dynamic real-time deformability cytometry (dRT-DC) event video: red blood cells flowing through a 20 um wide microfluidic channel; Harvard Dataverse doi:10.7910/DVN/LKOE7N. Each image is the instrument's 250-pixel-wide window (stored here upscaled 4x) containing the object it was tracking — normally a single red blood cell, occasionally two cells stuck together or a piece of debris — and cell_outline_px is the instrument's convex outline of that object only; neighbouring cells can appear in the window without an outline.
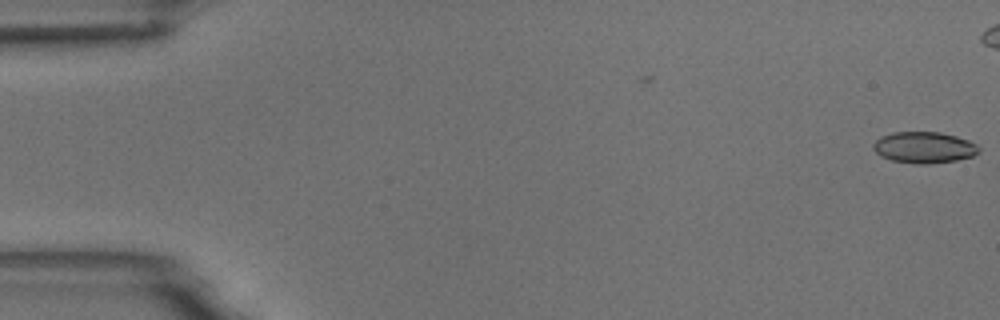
{"species": "common noctule bat (a hibernating species)", "species_latin": "Nyctalus noctula", "temperature_condition": "room temperature", "stored_images_in_passage": 45, "camera_frame_rate_fps": 3000, "um_per_image_px": 0.085, "animal": {"sex": "male", "body_mass_g": 18.8}, "frame": {"image": 1, "passage_image": 1, "time_ms": 0.0, "image_size_px": [1000, 320], "cell_outline_px": [[980, 152], [972, 156], [956, 160], [928, 164], [916, 164], [892, 160], [880, 156], [872, 148], [872, 144], [880, 136], [892, 132], [940, 132], [956, 136], [968, 140], [976, 144], [980, 148]], "centroid_in_image_um": [78.53, 12.53], "position_along_channel_um": 6.5, "area_um2": 19.36}}
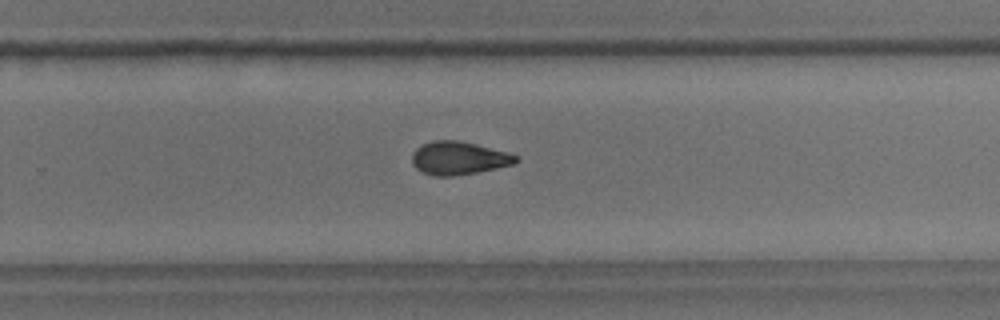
{"frame": {"image": 2, "passage_image": 36, "time_ms": 11.667, "image_size_px": [1000, 320], "cell_outline_px": [[520, 160], [516, 164], [476, 172], [452, 176], [432, 176], [416, 168], [412, 164], [412, 152], [420, 144], [432, 140], [456, 140], [476, 144], [508, 152], [520, 156]], "centroid_in_image_um": [39.0, 13.43], "position_along_channel_um": 290.8, "area_um2": 20.29}}
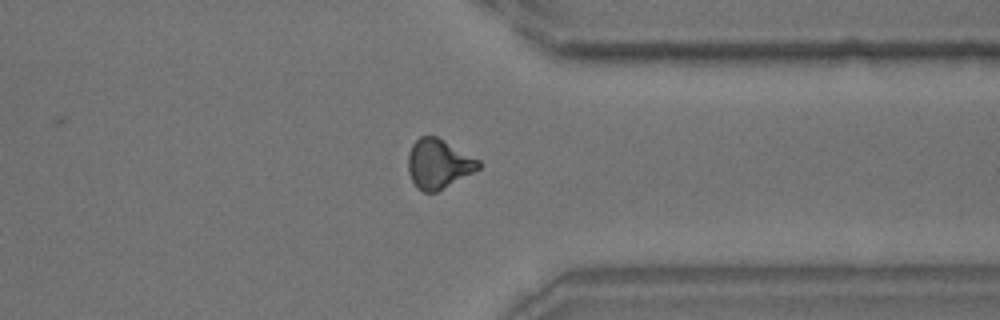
{"frame": {"image": 3, "passage_image": 43, "time_ms": 14.0, "image_size_px": [1000, 320], "cell_outline_px": [[480, 168], [436, 192], [424, 192], [416, 188], [408, 172], [408, 152], [412, 144], [420, 136], [436, 136], [480, 160]], "centroid_in_image_um": [37.24, 13.92], "position_along_channel_um": 374.2, "area_um2": 20.11}}